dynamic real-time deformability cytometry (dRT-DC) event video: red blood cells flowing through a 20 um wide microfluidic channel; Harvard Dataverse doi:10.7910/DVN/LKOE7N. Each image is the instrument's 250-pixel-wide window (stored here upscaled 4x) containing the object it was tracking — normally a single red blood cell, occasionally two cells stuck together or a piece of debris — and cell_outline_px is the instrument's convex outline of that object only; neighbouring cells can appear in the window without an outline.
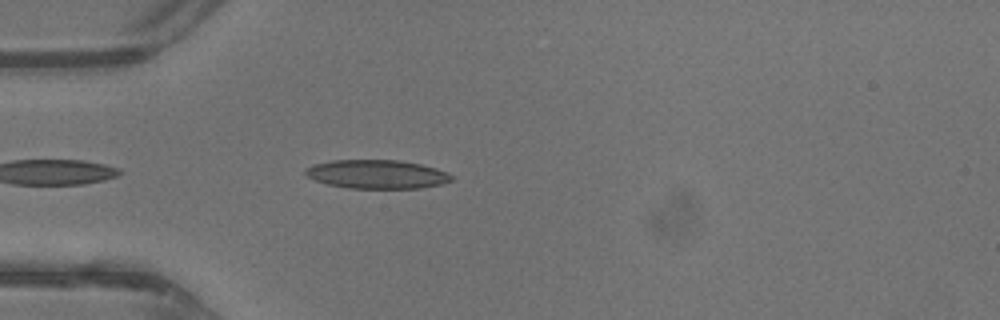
{"species": "common noctule bat (a hibernating species)", "species_latin": "Nyctalus noctula", "temperature_condition": "warm", "stored_images_in_passage": 5, "camera_frame_rate_fps": 3000, "um_per_image_px": 0.085, "animal": {"sex": "male", "body_mass_g": 13.3}, "frame": {"image": 1, "passage_image": 2, "time_ms": 0.333, "image_size_px": [1000, 320], "cell_outline_px": [[452, 180], [440, 184], [420, 188], [348, 188], [328, 184], [304, 176], [304, 168], [312, 164], [332, 160], [400, 160], [420, 164], [436, 168], [448, 172], [452, 176]], "centroid_in_image_um": [31.99, 14.8], "position_along_channel_um": 53.0, "area_um2": 24.57}}